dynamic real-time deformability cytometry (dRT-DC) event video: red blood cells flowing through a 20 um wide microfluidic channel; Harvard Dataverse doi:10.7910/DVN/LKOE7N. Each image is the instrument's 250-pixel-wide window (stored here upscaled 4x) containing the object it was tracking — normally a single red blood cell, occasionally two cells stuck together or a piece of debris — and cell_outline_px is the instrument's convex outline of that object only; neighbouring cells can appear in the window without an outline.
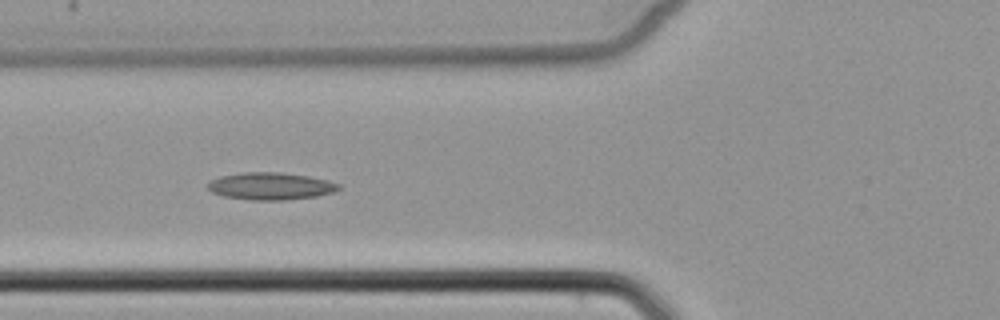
{"species": "common noctule bat (a hibernating species)", "species_latin": "Nyctalus noctula", "temperature_condition": "cold", "stored_images_in_passage": 5, "camera_frame_rate_fps": 3000, "um_per_image_px": 0.085, "animal": {"sex": "female", "body_mass_g": 22.7, "forearm_length_mm": 54.2}, "frame": {"image": 1, "passage_image": 5, "time_ms": 4.667, "image_size_px": [1000, 320], "cell_outline_px": [[340, 188], [332, 192], [316, 196], [284, 200], [252, 200], [224, 196], [212, 192], [208, 188], [208, 184], [212, 180], [220, 176], [244, 172], [280, 172], [308, 176], [328, 180], [340, 184]], "centroid_in_image_um": [23.01, 15.81], "position_along_channel_um": 102.8, "area_um2": 20.63}}